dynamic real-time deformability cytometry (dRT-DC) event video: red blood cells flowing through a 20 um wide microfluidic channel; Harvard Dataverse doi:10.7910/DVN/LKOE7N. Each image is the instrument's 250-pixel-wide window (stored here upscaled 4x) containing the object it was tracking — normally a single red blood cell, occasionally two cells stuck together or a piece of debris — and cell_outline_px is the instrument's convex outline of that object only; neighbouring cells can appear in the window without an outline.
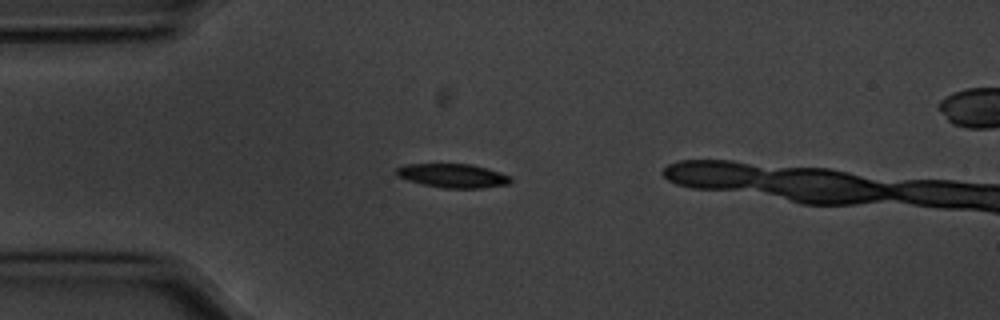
{"species": "common noctule bat (a hibernating species)", "species_latin": "Nyctalus noctula", "temperature_condition": "cold", "stored_images_in_passage": 38, "camera_frame_rate_fps": 3000, "um_per_image_px": 0.085, "animal": {"sex": "male", "body_mass_g": 20.1, "forearm_length_mm": 53.5}, "frame": {"image": 1, "passage_image": 1, "time_ms": 0.0, "image_size_px": [1000, 320], "cell_outline_px": [[512, 180], [508, 184], [480, 188], [444, 188], [424, 184], [408, 180], [396, 176], [396, 168], [404, 164], [468, 164], [500, 172], [508, 176]], "centroid_in_image_um": [38.45, 14.93], "position_along_channel_um": 46.6, "area_um2": 15.66}}
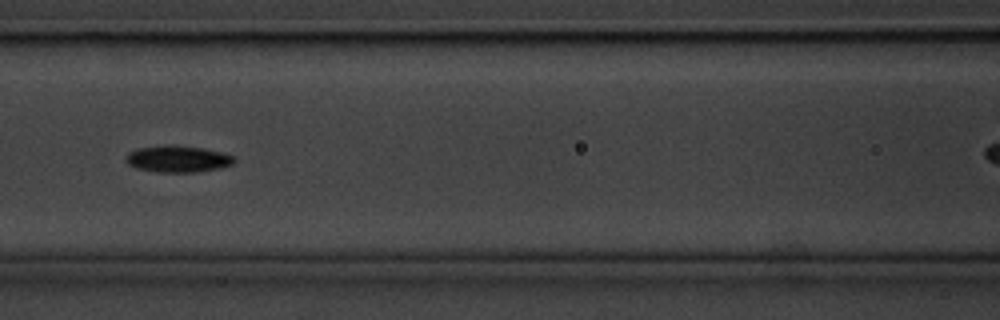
{"frame": {"image": 2, "passage_image": 11, "time_ms": 3.333, "image_size_px": [1000, 320], "cell_outline_px": [[236, 160], [232, 164], [220, 168], [196, 172], [156, 172], [136, 168], [128, 164], [124, 160], [128, 152], [140, 148], [164, 144], [172, 144], [204, 148], [236, 156]], "centroid_in_image_um": [15.11, 13.5], "position_along_channel_um": 151.5, "area_um2": 17.05}}
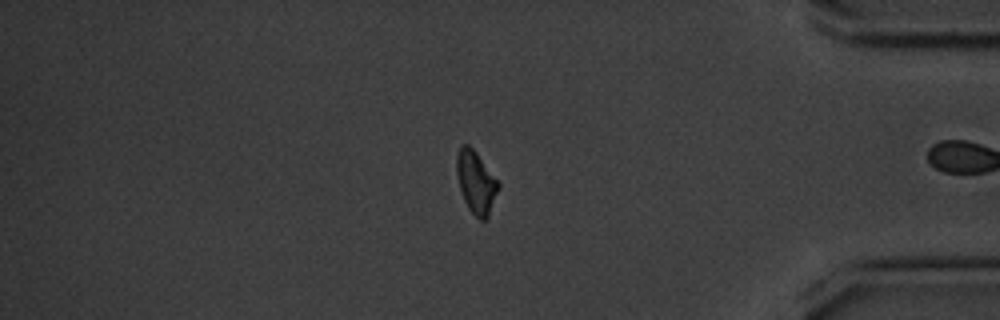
{"frame": {"image": 3, "passage_image": 34, "time_ms": 11.0, "image_size_px": [1000, 320], "cell_outline_px": [[500, 188], [488, 216], [484, 220], [480, 220], [468, 208], [464, 200], [460, 188], [456, 172], [456, 156], [460, 144], [468, 144], [476, 152], [500, 184]], "centroid_in_image_um": [40.45, 15.47], "position_along_channel_um": 394.7, "area_um2": 15.09}}